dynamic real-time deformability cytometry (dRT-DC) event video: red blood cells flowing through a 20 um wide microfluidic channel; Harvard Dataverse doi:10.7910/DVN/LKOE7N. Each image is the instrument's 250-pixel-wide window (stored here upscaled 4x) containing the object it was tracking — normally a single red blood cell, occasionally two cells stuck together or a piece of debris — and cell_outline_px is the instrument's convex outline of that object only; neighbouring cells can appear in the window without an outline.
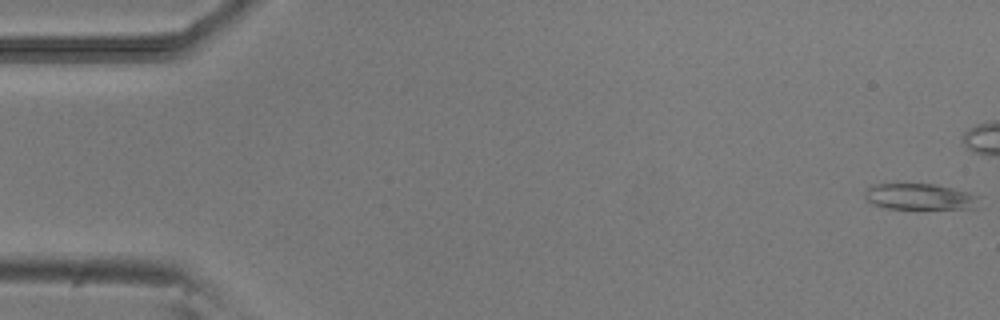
{"species": "common noctule bat (a hibernating species)", "species_latin": "Nyctalus noctula", "temperature_condition": "room temperature", "stored_images_in_passage": 41, "camera_frame_rate_fps": 3000, "um_per_image_px": 0.085, "animal": {"sex": "male", "body_mass_g": 20.5, "forearm_length_mm": 52.5}, "frame": {"image": 1, "passage_image": 1, "time_ms": 0.0, "image_size_px": [1000, 320], "cell_outline_px": [[980, 196], [976, 208], [884, 208], [872, 204], [864, 196], [864, 192], [872, 184], [896, 180], [936, 184], [968, 192]], "centroid_in_image_um": [78.09, 16.65], "position_along_channel_um": 6.9, "area_um2": 18.21}}
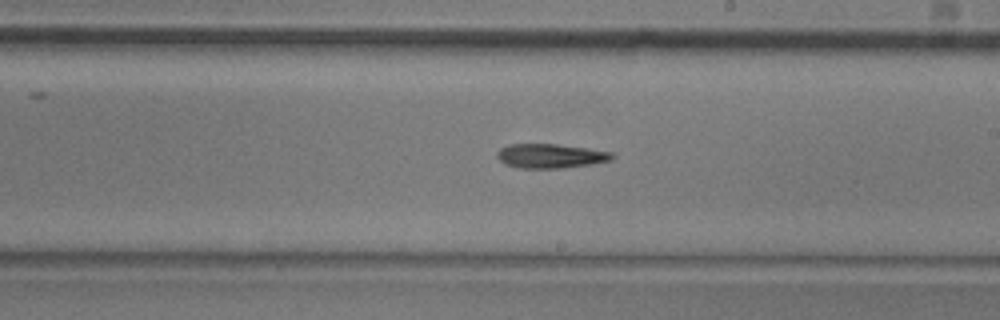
{"frame": {"image": 2, "passage_image": 30, "time_ms": 9.667, "image_size_px": [1000, 320], "cell_outline_px": [[616, 156], [612, 160], [592, 164], [564, 168], [520, 168], [504, 164], [496, 156], [496, 152], [500, 148], [508, 144], [556, 144], [588, 148], [612, 152]], "centroid_in_image_um": [46.8, 13.25], "position_along_channel_um": 242.2, "area_um2": 16.47}}
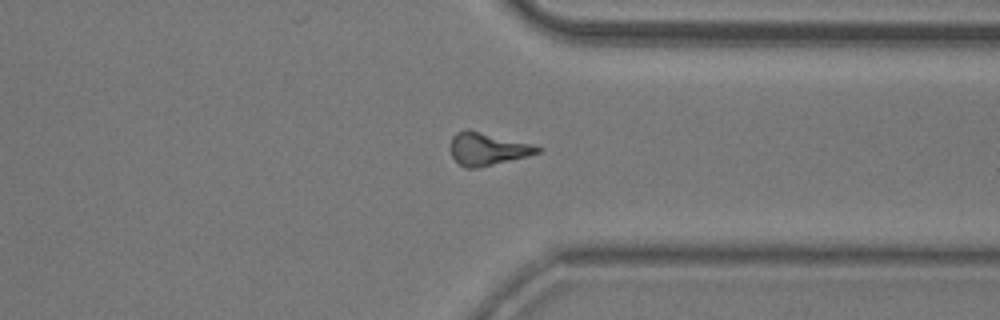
{"frame": {"image": 3, "passage_image": 40, "time_ms": 13.0, "image_size_px": [1000, 320], "cell_outline_px": [[544, 148], [540, 152], [528, 156], [480, 168], [464, 168], [452, 156], [448, 148], [452, 136], [456, 132], [468, 128], [532, 144]], "centroid_in_image_um": [41.41, 12.65], "position_along_channel_um": 370.0, "area_um2": 16.94}}